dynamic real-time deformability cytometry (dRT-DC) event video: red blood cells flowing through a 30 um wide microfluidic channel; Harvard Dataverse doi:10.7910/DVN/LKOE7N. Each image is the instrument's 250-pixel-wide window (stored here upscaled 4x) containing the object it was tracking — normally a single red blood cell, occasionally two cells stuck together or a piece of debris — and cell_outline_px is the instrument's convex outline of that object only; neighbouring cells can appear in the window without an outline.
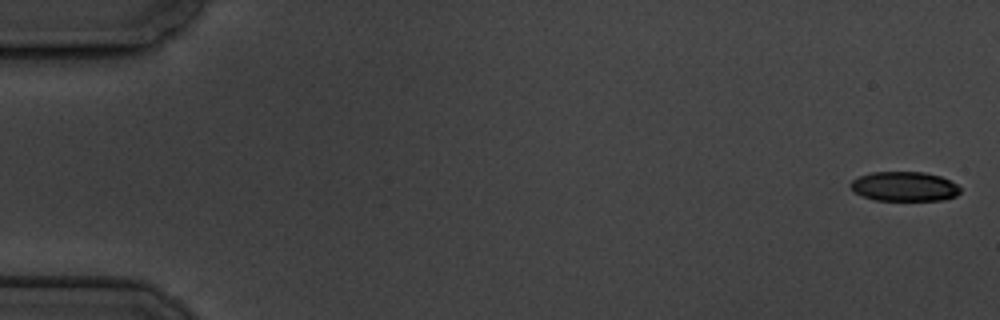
{"species": "common noctule bat (a hibernating species)", "species_latin": "Nyctalus noctula", "temperature_condition": "cold", "stored_images_in_passage": 6, "camera_frame_rate_fps": 3000, "um_per_image_px": 0.085, "animal": {"sex": "male", "body_mass_g": 19.5, "forearm_length_mm": 54.6}, "frame": {"image": 1, "passage_image": 1, "time_ms": 0.0, "image_size_px": [1000, 320], "cell_outline_px": [[960, 192], [956, 196], [944, 200], [876, 200], [852, 192], [848, 184], [852, 180], [860, 176], [872, 172], [924, 172], [940, 176], [956, 184], [960, 188]], "centroid_in_image_um": [76.84, 15.85], "position_along_channel_um": 8.2, "area_um2": 18.9}}
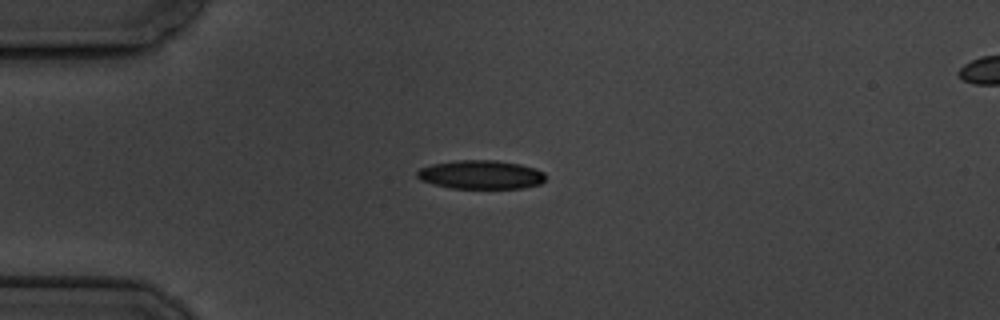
{"frame": {"image": 2, "passage_image": 5, "time_ms": 4.667, "image_size_px": [1000, 320], "cell_outline_px": [[544, 180], [540, 184], [520, 188], [452, 188], [432, 184], [420, 180], [416, 176], [416, 172], [420, 168], [432, 164], [456, 160], [496, 160], [520, 164], [536, 168], [544, 172]], "centroid_in_image_um": [40.85, 14.84], "position_along_channel_um": 44.2, "area_um2": 21.56}}